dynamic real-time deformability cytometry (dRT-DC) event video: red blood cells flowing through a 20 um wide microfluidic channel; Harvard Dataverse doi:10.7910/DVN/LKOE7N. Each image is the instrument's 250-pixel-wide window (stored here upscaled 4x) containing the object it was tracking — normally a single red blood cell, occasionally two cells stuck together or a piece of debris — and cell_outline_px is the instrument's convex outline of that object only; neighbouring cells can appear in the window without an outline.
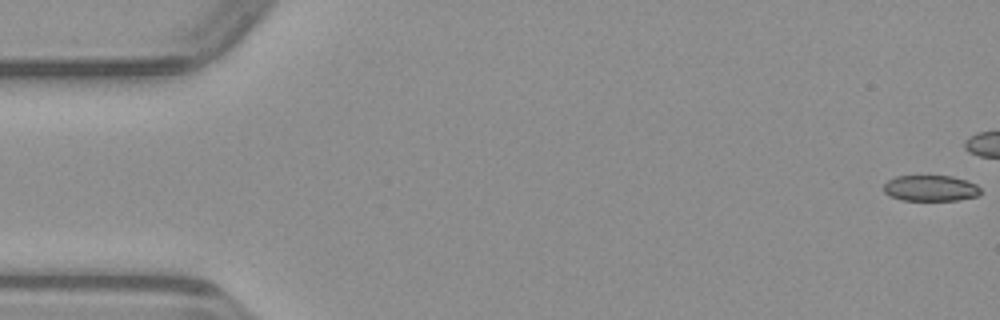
{"species": "common noctule bat (a hibernating species)", "species_latin": "Nyctalus noctula", "temperature_condition": "warm", "stored_images_in_passage": 39, "camera_frame_rate_fps": 3000, "um_per_image_px": 0.085, "animal": {"sex": "male", "body_mass_g": 23.1, "forearm_length_mm": 52.7}, "frame": {"image": 1, "passage_image": 1, "time_ms": 0.0, "image_size_px": [1000, 320], "cell_outline_px": [[980, 192], [976, 196], [956, 200], [904, 200], [892, 196], [884, 192], [884, 184], [888, 180], [896, 176], [952, 176], [976, 184], [980, 188]], "centroid_in_image_um": [79.09, 15.99], "position_along_channel_um": 5.9, "area_um2": 14.39}}
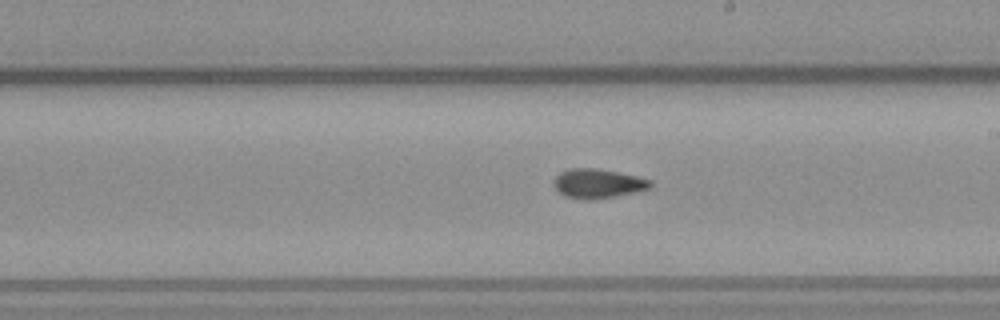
{"frame": {"image": 2, "passage_image": 28, "time_ms": 9.0, "image_size_px": [1000, 320], "cell_outline_px": [[652, 188], [612, 196], [588, 200], [564, 196], [552, 184], [552, 180], [560, 172], [568, 168], [596, 168], [636, 176], [652, 180]], "centroid_in_image_um": [50.78, 15.58], "position_along_channel_um": 238.2, "area_um2": 16.36}}
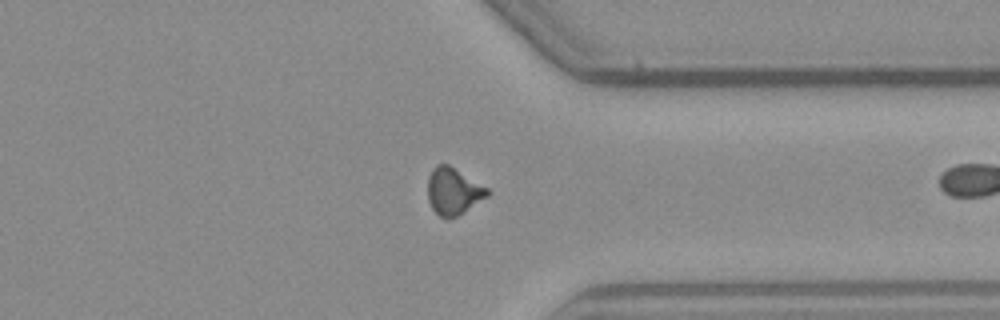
{"frame": {"image": 3, "passage_image": 38, "time_ms": 12.333, "image_size_px": [1000, 320], "cell_outline_px": [[492, 192], [488, 196], [456, 216], [448, 220], [440, 216], [432, 208], [428, 200], [428, 176], [432, 168], [436, 164], [448, 164], [488, 188]], "centroid_in_image_um": [38.52, 16.25], "position_along_channel_um": 372.9, "area_um2": 16.24}}